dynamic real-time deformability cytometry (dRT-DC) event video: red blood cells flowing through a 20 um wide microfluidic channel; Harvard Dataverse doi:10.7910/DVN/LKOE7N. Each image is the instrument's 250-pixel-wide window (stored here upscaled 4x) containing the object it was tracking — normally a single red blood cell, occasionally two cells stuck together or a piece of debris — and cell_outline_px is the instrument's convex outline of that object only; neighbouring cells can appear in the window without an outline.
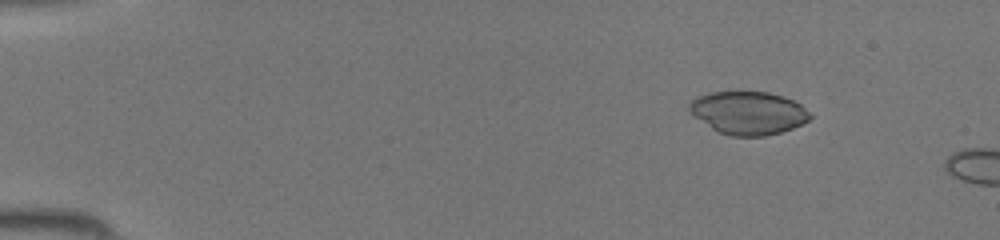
{"species": "common noctule bat (a hibernating species)", "species_latin": "Nyctalus noctula", "temperature_condition": "room temperature", "stored_images_in_passage": 44, "camera_frame_rate_fps": 3000, "um_per_image_px": 0.085, "animal": {"sex": "female", "body_mass_g": 19.5, "forearm_length_mm": 54.1}, "frame": {"image": 1, "passage_image": 6, "time_ms": 1.667, "image_size_px": [1000, 240], "cell_outline_px": [[812, 116], [808, 120], [792, 128], [780, 132], [764, 136], [732, 136], [716, 132], [688, 112], [688, 104], [696, 96], [708, 92], [768, 92], [784, 96], [800, 104]], "centroid_in_image_um": [63.54, 9.59], "position_along_channel_um": 21.5, "area_um2": 30.35}}
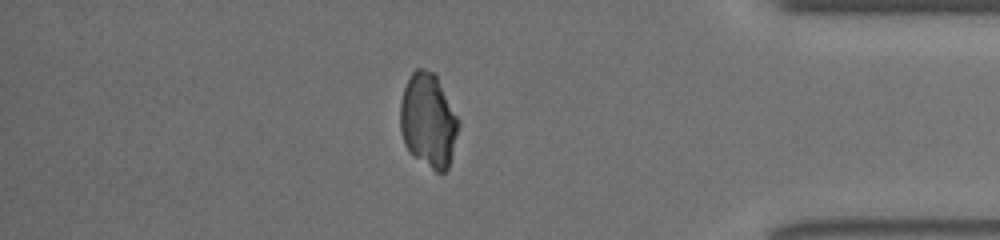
{"frame": {"image": 2, "passage_image": 39, "time_ms": 12.667, "image_size_px": [1000, 240], "cell_outline_px": [[460, 124], [448, 168], [444, 172], [436, 172], [412, 156], [404, 144], [400, 132], [400, 100], [404, 88], [412, 72], [416, 68], [424, 68], [436, 72], [460, 120]], "centroid_in_image_um": [36.41, 10.21], "position_along_channel_um": 398.8, "area_um2": 32.6}}